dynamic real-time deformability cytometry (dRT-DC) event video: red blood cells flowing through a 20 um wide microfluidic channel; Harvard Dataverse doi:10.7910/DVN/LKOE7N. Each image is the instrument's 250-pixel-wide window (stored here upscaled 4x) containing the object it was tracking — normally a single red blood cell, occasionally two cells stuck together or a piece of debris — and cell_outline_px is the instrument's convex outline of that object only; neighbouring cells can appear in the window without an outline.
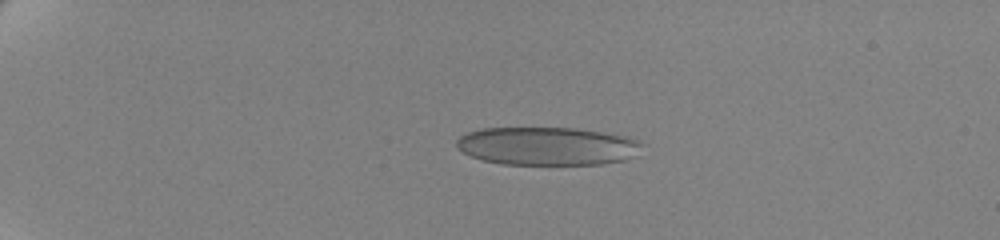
{"species": "human", "species_latin": "Homo sapiens", "temperature_condition": "cold", "stored_images_in_passage": 46, "camera_frame_rate_fps": 3000, "um_per_image_px": 0.085, "donor": {"sex": "female"}, "frame": {"image": 1, "passage_image": 1, "time_ms": 0.0, "image_size_px": [1000, 240], "cell_outline_px": [[644, 144], [624, 160], [600, 164], [500, 164], [484, 160], [472, 156], [456, 148], [456, 140], [460, 136], [468, 132], [484, 128], [576, 128], [628, 136], [640, 140]], "centroid_in_image_um": [46.49, 12.41], "position_along_channel_um": 38.5, "area_um2": 41.04}}
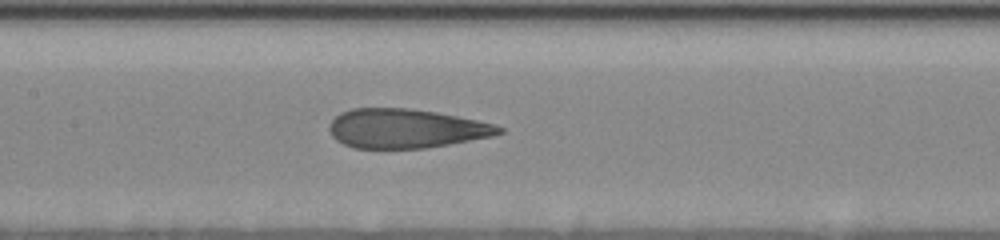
{"frame": {"image": 2, "passage_image": 19, "time_ms": 6.0, "image_size_px": [1000, 240], "cell_outline_px": [[504, 132], [492, 136], [448, 144], [424, 148], [352, 148], [336, 140], [332, 136], [328, 128], [332, 120], [340, 112], [352, 108], [412, 108], [436, 112], [496, 124], [504, 128]], "centroid_in_image_um": [34.48, 10.92], "position_along_channel_um": 172.9, "area_um2": 38.73}}
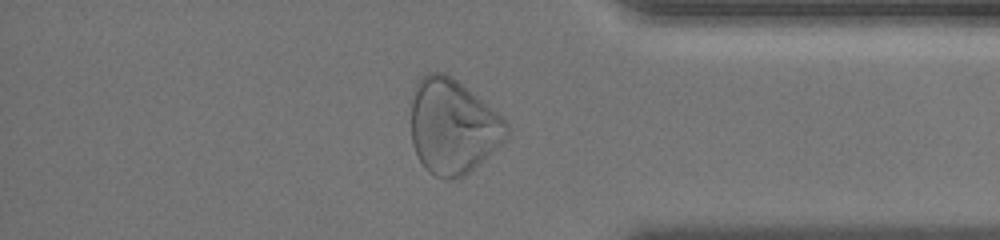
{"frame": {"image": 3, "passage_image": 39, "time_ms": 12.667, "image_size_px": [1000, 240], "cell_outline_px": [[508, 132], [464, 176], [452, 180], [436, 176], [428, 172], [424, 168], [412, 144], [408, 100], [412, 88], [416, 80], [428, 72], [444, 72], [452, 76], [496, 112], [508, 124]], "centroid_in_image_um": [38.34, 10.68], "position_along_channel_um": 396.9, "area_um2": 52.54}, "authors_computed_cell_mechanics": {"area_um2": 42.0206, "velocity_mm_per_s": 3.4744, "shape_relaxation_time_tau1_ms": 6.4952, "shape_relaxation_time_tau2_ms": 0.8595, "deformation_change_tau1": 0.2006, "deformation_change_tau2": 0.0851}}